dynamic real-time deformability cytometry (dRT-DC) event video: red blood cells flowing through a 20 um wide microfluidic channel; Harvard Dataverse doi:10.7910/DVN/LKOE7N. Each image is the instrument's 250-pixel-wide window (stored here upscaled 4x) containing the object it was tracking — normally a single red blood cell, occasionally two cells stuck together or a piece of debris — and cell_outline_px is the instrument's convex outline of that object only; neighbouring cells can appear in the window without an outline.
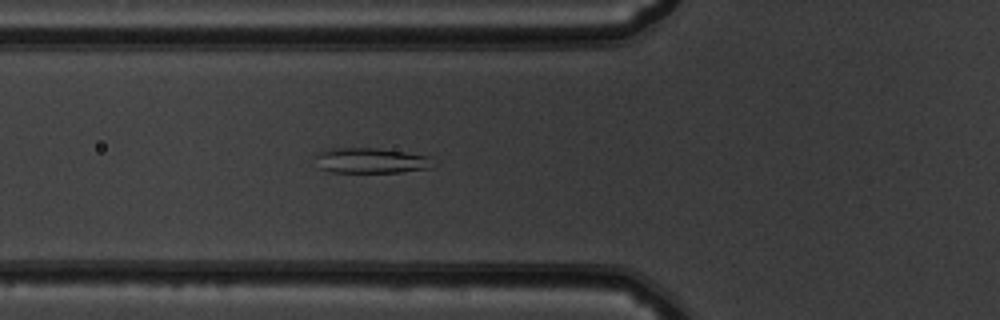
{"species": "common noctule bat (a hibernating species)", "species_latin": "Nyctalus noctula", "temperature_condition": "warm", "stored_images_in_passage": 52, "camera_frame_rate_fps": 3000, "um_per_image_px": 0.085, "animal": {"sex": "male", "body_mass_g": 19.5, "forearm_length_mm": 54.6}, "frame": {"image": 1, "passage_image": 20, "time_ms": 6.333, "image_size_px": [1000, 320], "cell_outline_px": [[432, 156], [428, 168], [400, 172], [332, 172], [320, 168], [316, 156], [320, 152], [336, 148], [376, 148]], "centroid_in_image_um": [31.53, 13.65], "position_along_channel_um": 94.3, "area_um2": 16.94}}
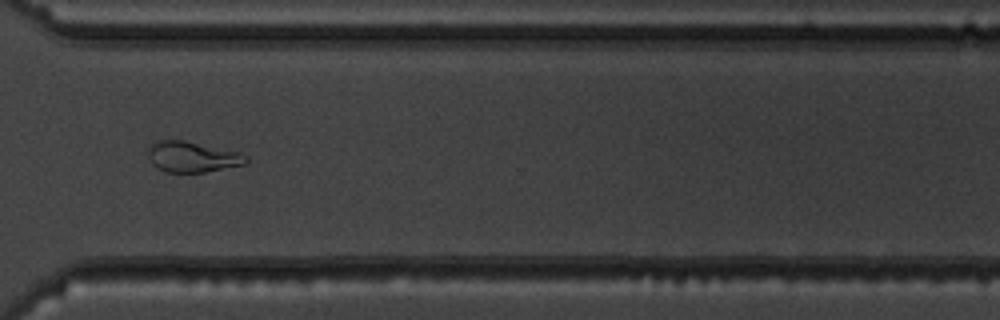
{"frame": {"image": 2, "passage_image": 40, "time_ms": 13.0, "image_size_px": [1000, 320], "cell_outline_px": [[248, 160], [244, 164], [204, 172], [164, 172], [156, 168], [152, 164], [148, 156], [148, 148], [152, 140], [184, 140], [240, 152], [248, 156]], "centroid_in_image_um": [16.3, 13.32], "position_along_channel_um": 354.3, "area_um2": 17.69}}
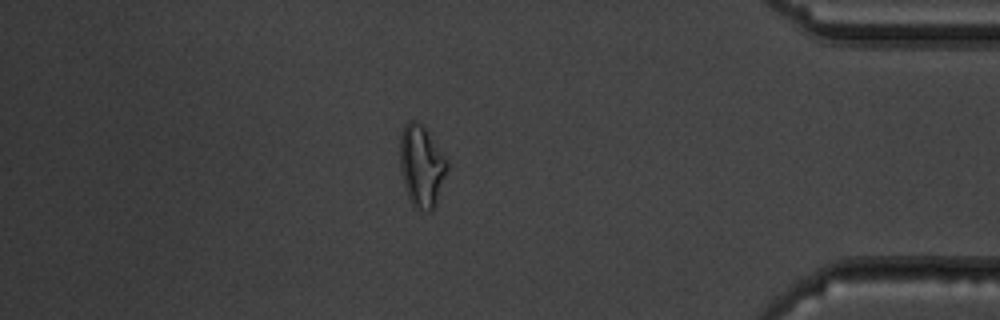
{"frame": {"image": 3, "passage_image": 46, "time_ms": 15.0, "image_size_px": [1000, 320], "cell_outline_px": [[448, 168], [436, 204], [432, 212], [424, 212], [416, 208], [412, 204], [408, 196], [404, 184], [400, 168], [400, 132], [404, 124], [408, 120], [416, 120], [424, 124], [448, 160]], "centroid_in_image_um": [35.84, 14.07], "position_along_channel_um": 399.4, "area_um2": 23.0}, "authors_computed_cell_mechanics": {"area_um2": 21.0681, "velocity_mm_per_s": 3.8975, "shape_relaxation_time_tau1_ms": null, "shape_relaxation_time_tau2_ms": 6.4849, "deformation_change_tau1": null, "deformation_change_tau2": 0.1145}}